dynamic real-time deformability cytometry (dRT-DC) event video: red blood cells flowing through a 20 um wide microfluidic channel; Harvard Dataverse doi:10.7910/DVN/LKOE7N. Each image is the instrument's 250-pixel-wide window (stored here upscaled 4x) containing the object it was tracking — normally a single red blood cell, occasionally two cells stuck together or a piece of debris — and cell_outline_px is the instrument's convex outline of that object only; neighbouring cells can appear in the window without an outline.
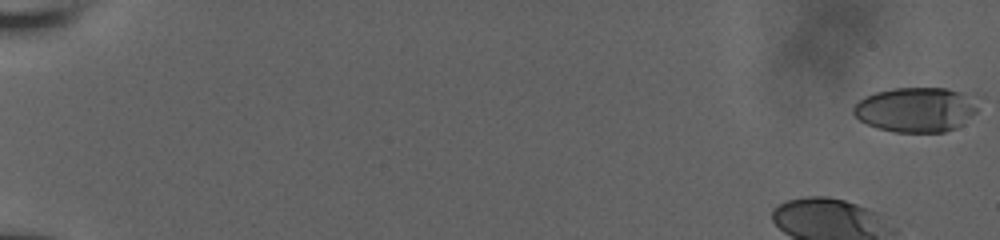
{"species": "human", "species_latin": "Homo sapiens", "temperature_condition": "room temperature", "stored_images_in_passage": 13, "camera_frame_rate_fps": 3000, "um_per_image_px": 0.085, "donor": {"sex": "male"}, "frame": {"image": 1, "passage_image": 1, "time_ms": 0.0, "image_size_px": [1000, 240], "cell_outline_px": [[984, 96], [976, 112], [956, 128], [944, 132], [892, 132], [876, 128], [860, 120], [852, 112], [852, 108], [864, 96], [876, 92], [892, 88], [944, 88], [976, 92]], "centroid_in_image_um": [77.99, 9.28], "position_along_channel_um": 7.0, "area_um2": 33.58}}
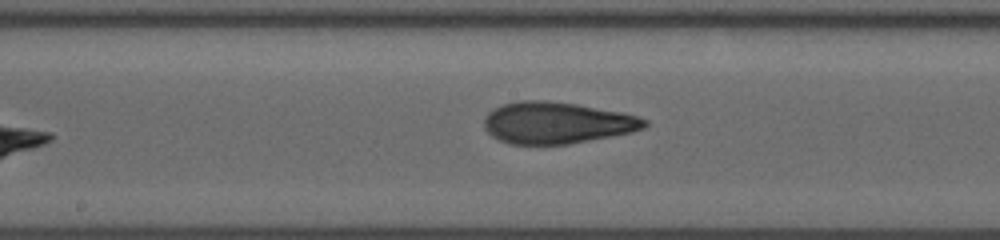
{"frame": {"image": 2, "passage_image": 13, "time_ms": 11.0, "image_size_px": [1000, 240], "cell_outline_px": [[648, 124], [644, 128], [632, 132], [568, 144], [512, 144], [500, 140], [492, 136], [484, 128], [484, 116], [492, 108], [504, 104], [520, 100], [548, 100], [576, 104], [620, 112], [636, 116], [648, 120]], "centroid_in_image_um": [47.3, 10.43], "position_along_channel_um": 200.9, "area_um2": 38.84}}